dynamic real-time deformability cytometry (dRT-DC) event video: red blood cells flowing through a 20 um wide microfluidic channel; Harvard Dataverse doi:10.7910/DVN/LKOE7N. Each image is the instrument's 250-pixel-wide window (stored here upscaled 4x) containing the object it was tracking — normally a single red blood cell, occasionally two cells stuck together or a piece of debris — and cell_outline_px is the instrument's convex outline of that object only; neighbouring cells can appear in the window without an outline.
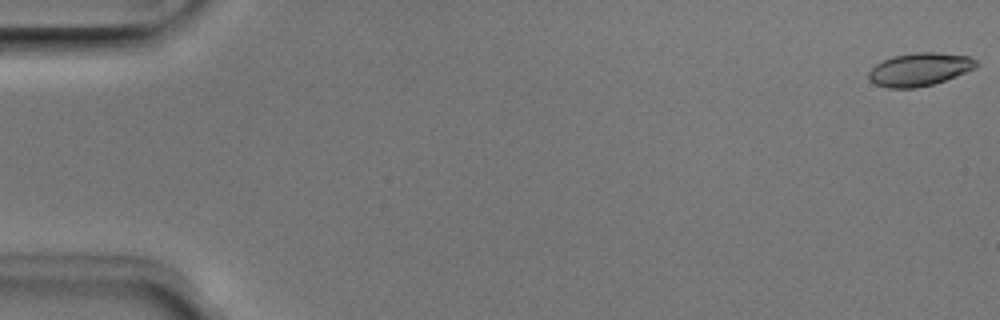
{"species": "Egyptian fruit bat (a non-hibernating species)", "species_latin": "Rousettus aegyptiacus", "temperature_condition": "room temperature", "stored_images_in_passage": 51, "camera_frame_rate_fps": 3000, "um_per_image_px": 0.085, "animal": {"sex": "male"}, "frame": {"image": 1, "passage_image": 1, "time_ms": 0.0, "image_size_px": [1000, 320], "cell_outline_px": [[980, 64], [976, 68], [956, 76], [932, 84], [916, 88], [888, 88], [876, 84], [868, 76], [868, 72], [876, 64], [892, 56], [912, 52], [936, 52], [968, 56], [976, 60]], "centroid_in_image_um": [78.18, 5.88], "position_along_channel_um": 6.8, "area_um2": 20.69}}
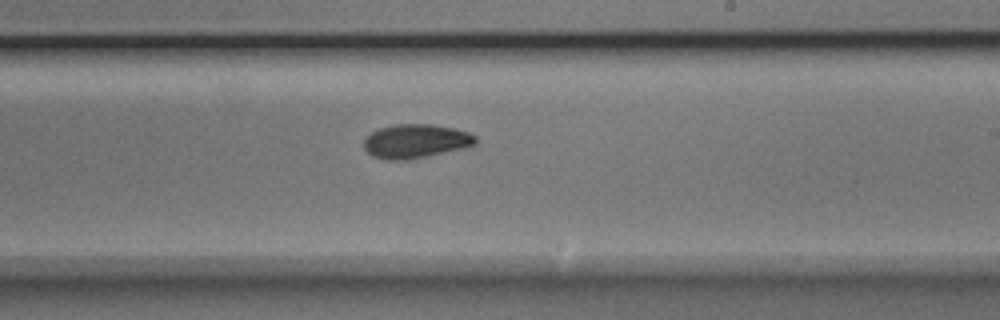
{"frame": {"image": 2, "passage_image": 31, "time_ms": 10.0, "image_size_px": [1000, 320], "cell_outline_px": [[476, 144], [464, 148], [428, 156], [408, 160], [388, 160], [372, 156], [364, 148], [364, 140], [376, 128], [396, 124], [432, 124], [456, 128], [468, 132], [476, 136]], "centroid_in_image_um": [35.34, 11.99], "position_along_channel_um": 253.7, "area_um2": 22.25}}
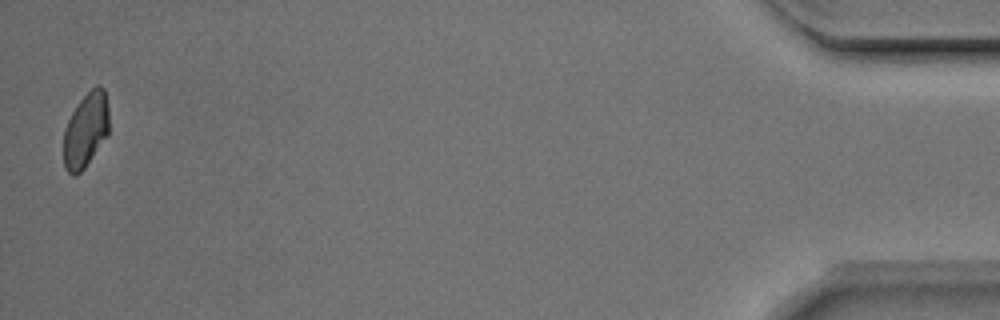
{"frame": {"image": 3, "passage_image": 51, "time_ms": 16.667, "image_size_px": [1000, 320], "cell_outline_px": [[108, 136], [84, 168], [76, 176], [72, 176], [64, 168], [64, 128], [76, 104], [96, 84], [100, 84], [104, 88], [108, 108]], "centroid_in_image_um": [7.29, 11.06], "position_along_channel_um": 427.9, "area_um2": 19.94}, "authors_computed_cell_mechanics": {"area_um2": 21.097, "velocity_mm_per_s": 3.976, "shape_relaxation_time_tau1_ms": 4.1804, "shape_relaxation_time_tau2_ms": 1.5766, "deformation_change_tau1": 0.1283, "deformation_change_tau2": 0.0513}}